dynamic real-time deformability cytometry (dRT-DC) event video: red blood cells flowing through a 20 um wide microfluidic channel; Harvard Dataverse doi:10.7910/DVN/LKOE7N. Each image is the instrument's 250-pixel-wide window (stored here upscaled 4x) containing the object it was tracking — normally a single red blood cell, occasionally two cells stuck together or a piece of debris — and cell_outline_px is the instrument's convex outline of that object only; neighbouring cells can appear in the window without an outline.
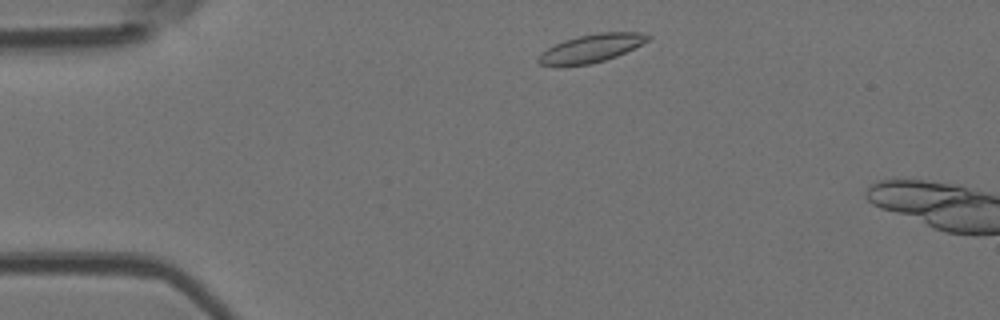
{"species": "Egyptian fruit bat (a non-hibernating species)", "species_latin": "Rousettus aegyptiacus", "temperature_condition": "room temperature", "stored_images_in_passage": 2, "camera_frame_rate_fps": 3000, "um_per_image_px": 0.085, "animal": {"sex": "female"}, "frame": {"image": 1, "passage_image": 2, "time_ms": 1.333, "image_size_px": [1000, 320], "cell_outline_px": [[652, 40], [616, 56], [604, 60], [588, 64], [560, 68], [540, 64], [536, 60], [548, 48], [564, 40], [580, 36], [600, 32], [640, 32], [652, 36]], "centroid_in_image_um": [50.28, 4.12], "position_along_channel_um": 34.7, "area_um2": 18.09}}